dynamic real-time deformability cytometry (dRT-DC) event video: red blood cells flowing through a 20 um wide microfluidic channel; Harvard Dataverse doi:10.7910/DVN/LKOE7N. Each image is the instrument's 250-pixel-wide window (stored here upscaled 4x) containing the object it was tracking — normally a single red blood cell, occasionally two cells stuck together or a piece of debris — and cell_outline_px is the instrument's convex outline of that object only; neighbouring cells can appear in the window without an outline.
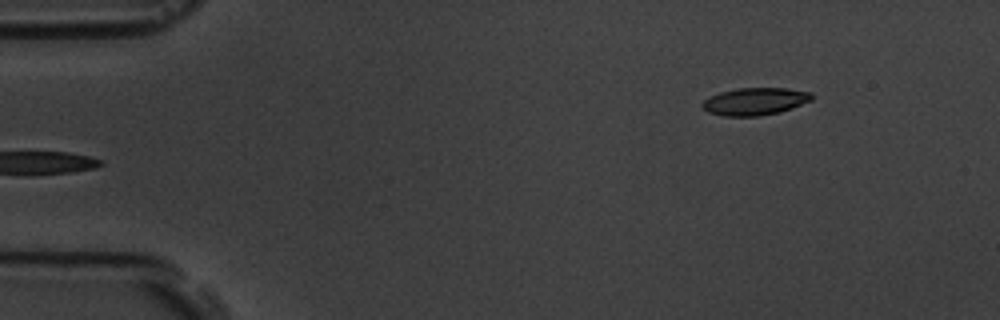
{"species": "common noctule bat (a hibernating species)", "species_latin": "Nyctalus noctula", "temperature_condition": "room temperature", "stored_images_in_passage": 5, "segment_of_instrument_passage": [2, 2], "camera_frame_rate_fps": 3000, "um_per_image_px": 0.085, "animal": {"sex": "male", "body_mass_g": 19.5, "forearm_length_mm": 54.6}, "frame": {"image": 1, "passage_image": 5, "time_ms": 4.333, "image_size_px": [1000, 320], "cell_outline_px": [[812, 100], [792, 108], [780, 112], [756, 116], [724, 116], [708, 112], [700, 104], [704, 100], [720, 92], [736, 88], [788, 88], [812, 92]], "centroid_in_image_um": [64.19, 8.61], "position_along_channel_um": 20.8, "area_um2": 17.46}}